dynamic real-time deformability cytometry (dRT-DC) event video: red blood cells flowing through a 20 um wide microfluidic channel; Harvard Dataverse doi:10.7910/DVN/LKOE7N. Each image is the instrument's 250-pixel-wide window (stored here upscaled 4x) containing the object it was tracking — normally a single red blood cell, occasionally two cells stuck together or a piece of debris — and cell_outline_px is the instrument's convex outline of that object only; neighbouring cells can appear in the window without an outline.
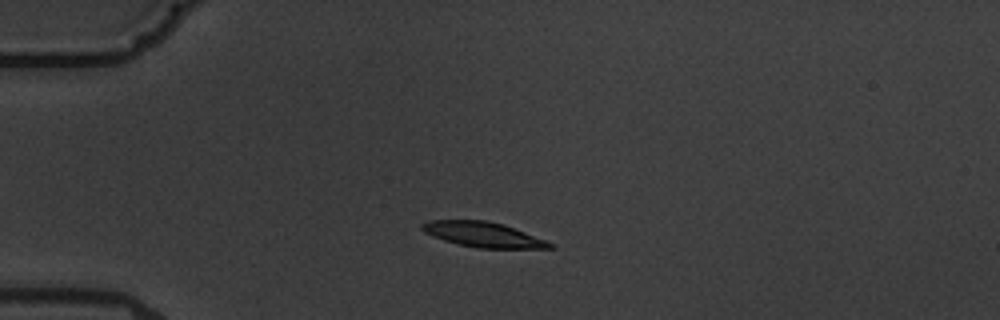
{"species": "common noctule bat (a hibernating species)", "species_latin": "Nyctalus noctula", "temperature_condition": "warm", "stored_images_in_passage": 3, "camera_frame_rate_fps": 3000, "um_per_image_px": 0.085, "animal": {"sex": "male", "body_mass_g": 19.5, "forearm_length_mm": 54.6}, "frame": {"image": 1, "passage_image": 2, "time_ms": 1.0, "image_size_px": [1000, 320], "cell_outline_px": [[556, 248], [476, 248], [444, 240], [432, 236], [424, 232], [420, 228], [420, 224], [428, 220], [484, 220], [504, 224], [544, 240], [552, 244]], "centroid_in_image_um": [41.0, 19.93], "position_along_channel_um": 44.0, "area_um2": 18.5}}